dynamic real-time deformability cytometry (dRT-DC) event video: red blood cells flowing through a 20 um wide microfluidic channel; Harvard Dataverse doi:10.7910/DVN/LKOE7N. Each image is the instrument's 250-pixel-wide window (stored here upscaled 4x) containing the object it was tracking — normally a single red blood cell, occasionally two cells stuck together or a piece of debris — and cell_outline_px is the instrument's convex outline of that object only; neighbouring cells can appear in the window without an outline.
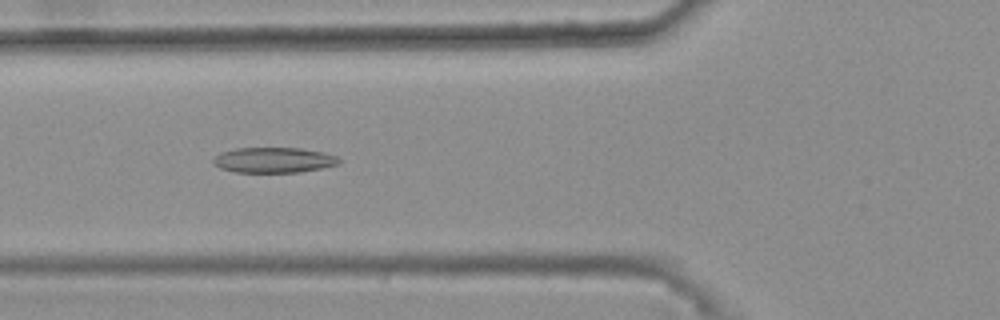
{"species": "common noctule bat (a hibernating species)", "species_latin": "Nyctalus noctula", "temperature_condition": "warm", "stored_images_in_passage": 47, "camera_frame_rate_fps": 3000, "um_per_image_px": 0.085, "animal": {"sex": "female", "body_mass_g": 25.1}, "frame": {"image": 1, "passage_image": 20, "time_ms": 6.333, "image_size_px": [1000, 320], "cell_outline_px": [[340, 164], [300, 172], [236, 172], [220, 168], [212, 164], [212, 160], [220, 152], [236, 148], [300, 148], [324, 152], [336, 156], [340, 160]], "centroid_in_image_um": [23.25, 13.6], "position_along_channel_um": 102.6, "area_um2": 18.61}}
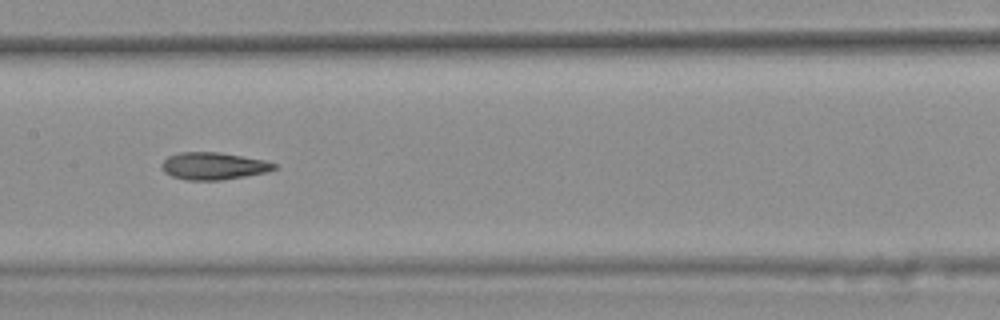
{"frame": {"image": 2, "passage_image": 27, "time_ms": 8.667, "image_size_px": [1000, 320], "cell_outline_px": [[280, 164], [276, 168], [268, 172], [220, 180], [188, 180], [172, 176], [164, 172], [160, 168], [160, 164], [168, 156], [180, 152], [220, 152], [264, 160]], "centroid_in_image_um": [18.15, 14.1], "position_along_channel_um": 189.3, "area_um2": 17.98}}
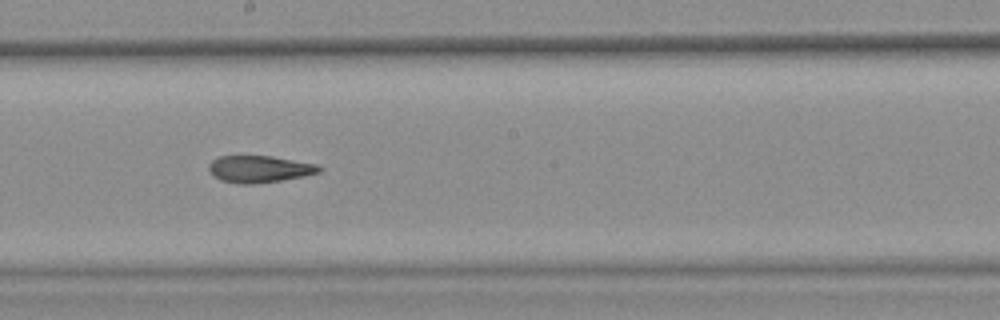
{"frame": {"image": 3, "passage_image": 30, "time_ms": 9.667, "image_size_px": [1000, 320], "cell_outline_px": [[324, 168], [320, 172], [304, 176], [280, 180], [252, 184], [240, 184], [220, 180], [208, 168], [208, 164], [212, 160], [220, 156], [272, 156], [320, 164]], "centroid_in_image_um": [22.11, 14.36], "position_along_channel_um": 226.1, "area_um2": 17.34}, "authors_computed_cell_mechanics": {"area_um2": 18.3226, "velocity_mm_per_s": 3.712, "shape_relaxation_time_tau1_ms": null, "shape_relaxation_time_tau2_ms": 3.7994, "deformation_change_tau1": null, "deformation_change_tau2": 0.1314}}